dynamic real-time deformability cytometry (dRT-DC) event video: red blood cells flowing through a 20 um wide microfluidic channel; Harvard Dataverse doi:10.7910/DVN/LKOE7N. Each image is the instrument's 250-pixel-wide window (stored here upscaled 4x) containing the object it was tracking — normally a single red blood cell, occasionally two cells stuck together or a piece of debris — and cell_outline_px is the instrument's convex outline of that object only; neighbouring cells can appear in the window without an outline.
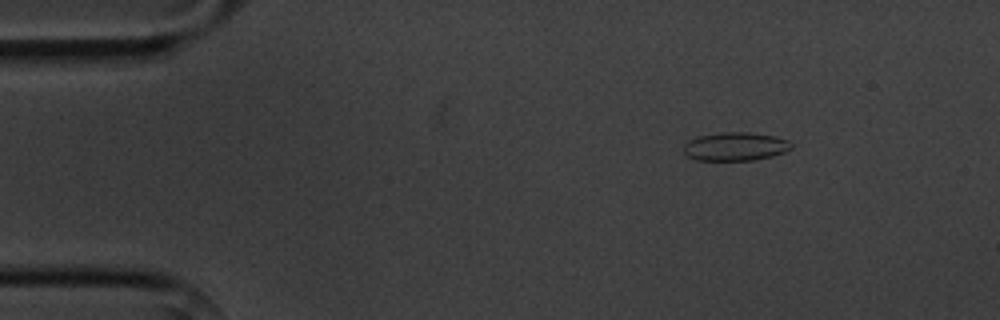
{"species": "common noctule bat (a hibernating species)", "species_latin": "Nyctalus noctula", "temperature_condition": "cold", "stored_images_in_passage": 4, "camera_frame_rate_fps": 3000, "um_per_image_px": 0.085, "animal": {"sex": "male", "body_mass_g": 20.1, "forearm_length_mm": 53.5}, "frame": {"image": 1, "passage_image": 2, "time_ms": 1.333, "image_size_px": [1000, 320], "cell_outline_px": [[792, 148], [784, 152], [772, 156], [756, 160], [696, 160], [688, 156], [684, 152], [684, 144], [688, 140], [700, 136], [720, 132], [748, 132], [772, 136], [788, 140], [792, 144]], "centroid_in_image_um": [62.5, 12.45], "position_along_channel_um": 22.5, "area_um2": 17.8}}